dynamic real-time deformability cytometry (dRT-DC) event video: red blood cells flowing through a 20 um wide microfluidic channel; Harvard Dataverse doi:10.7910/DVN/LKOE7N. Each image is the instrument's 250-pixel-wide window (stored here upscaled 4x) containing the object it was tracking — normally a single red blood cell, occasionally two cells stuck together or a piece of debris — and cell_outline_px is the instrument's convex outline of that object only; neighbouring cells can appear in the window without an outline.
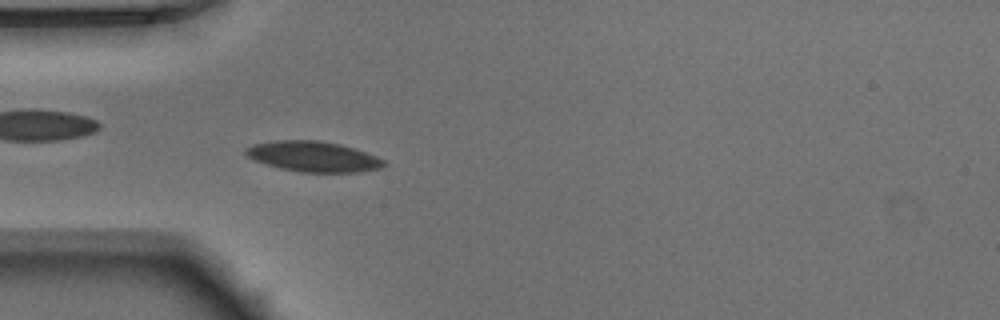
{"species": "Egyptian fruit bat (a non-hibernating species)", "species_latin": "Rousettus aegyptiacus", "temperature_condition": "warm", "stored_images_in_passage": 41, "camera_frame_rate_fps": 3000, "um_per_image_px": 0.085, "animal": {"sex": "male"}, "frame": {"image": 1, "passage_image": 5, "time_ms": 1.333, "image_size_px": [1000, 320], "cell_outline_px": [[388, 164], [380, 168], [356, 172], [300, 172], [280, 168], [256, 160], [248, 156], [244, 152], [244, 148], [252, 144], [276, 140], [316, 140], [340, 144], [376, 156], [384, 160]], "centroid_in_image_um": [26.62, 13.3], "position_along_channel_um": 58.4, "area_um2": 24.28}}
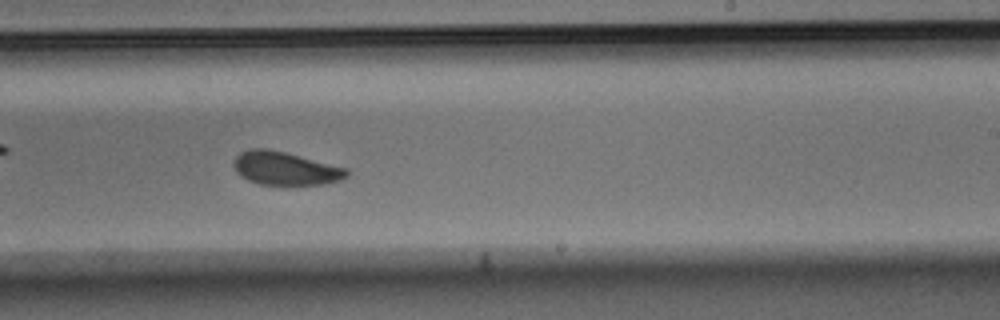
{"frame": {"image": 2, "passage_image": 21, "time_ms": 6.667, "image_size_px": [1000, 320], "cell_outline_px": [[348, 176], [340, 180], [324, 184], [284, 188], [260, 184], [248, 180], [240, 176], [236, 172], [232, 164], [236, 156], [240, 152], [252, 148], [264, 148], [284, 152], [348, 168]], "centroid_in_image_um": [24.24, 14.37], "position_along_channel_um": 264.8, "area_um2": 22.72}}
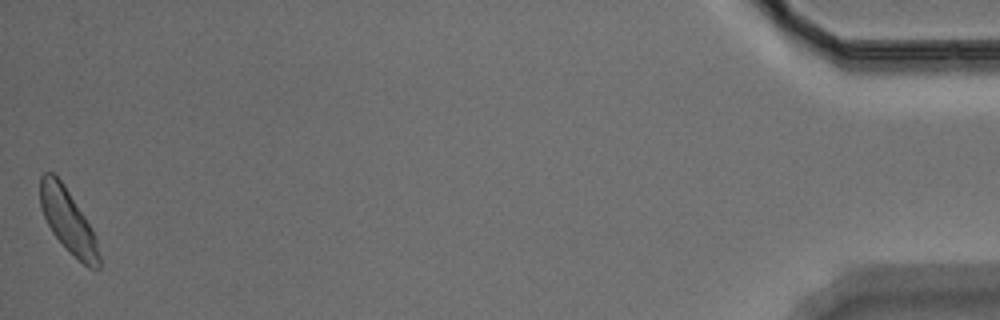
{"frame": {"image": 3, "passage_image": 41, "time_ms": 13.333, "image_size_px": [1000, 320], "cell_outline_px": [[100, 268], [88, 268], [52, 232], [40, 208], [40, 176], [44, 172], [52, 172], [64, 184], [84, 216], [96, 240], [100, 256]], "centroid_in_image_um": [5.76, 18.73], "position_along_channel_um": 429.4, "area_um2": 21.1}, "authors_computed_cell_mechanics": {"area_um2": 22.831, "velocity_mm_per_s": 3.9121, "shape_relaxation_time_tau1_ms": 2.2118, "shape_relaxation_time_tau2_ms": 2.8532, "deformation_change_tau1": 0.0852, "deformation_change_tau2": 0.0616}}